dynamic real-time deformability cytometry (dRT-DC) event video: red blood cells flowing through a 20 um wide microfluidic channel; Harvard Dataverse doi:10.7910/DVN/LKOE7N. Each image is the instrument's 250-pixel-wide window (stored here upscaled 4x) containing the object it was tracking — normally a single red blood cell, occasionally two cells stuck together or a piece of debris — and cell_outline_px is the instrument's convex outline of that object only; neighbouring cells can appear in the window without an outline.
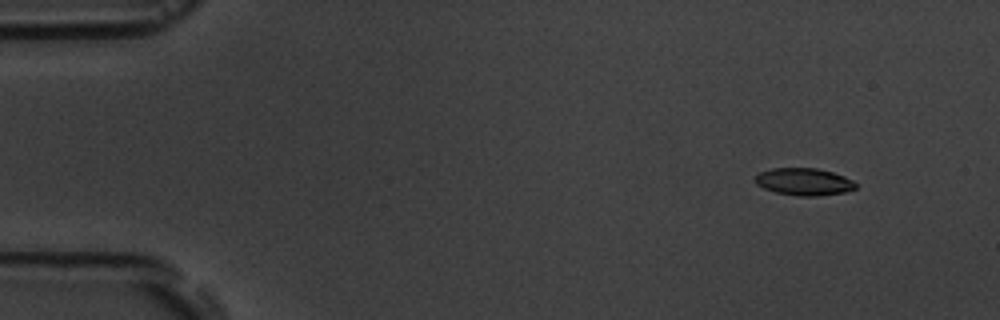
{"species": "common noctule bat (a hibernating species)", "species_latin": "Nyctalus noctula", "temperature_condition": "room temperature", "stored_images_in_passage": 5, "camera_frame_rate_fps": 3000, "um_per_image_px": 0.085, "animal": {"sex": "male", "body_mass_g": 19.5, "forearm_length_mm": 54.6}, "frame": {"image": 1, "passage_image": 1, "time_ms": 0.0, "image_size_px": [1000, 320], "cell_outline_px": [[856, 188], [844, 192], [816, 196], [796, 196], [776, 192], [764, 188], [756, 184], [756, 176], [760, 172], [772, 168], [816, 168], [832, 172], [844, 176], [852, 180], [856, 184]], "centroid_in_image_um": [68.34, 15.45], "position_along_channel_um": 16.7, "area_um2": 15.84}}
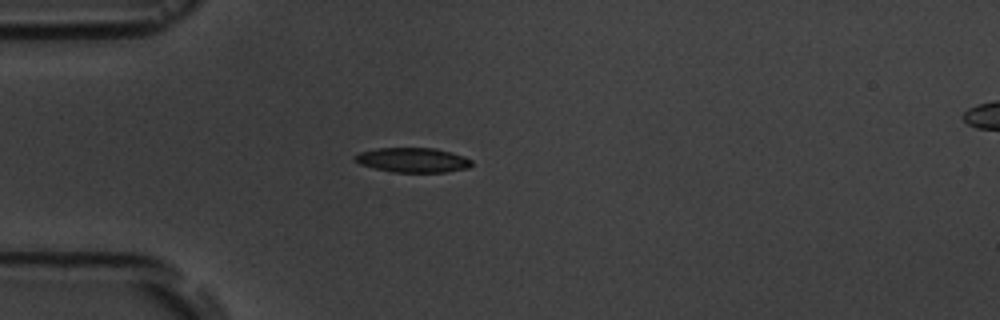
{"frame": {"image": 2, "passage_image": 4, "time_ms": 3.333, "image_size_px": [1000, 320], "cell_outline_px": [[472, 164], [468, 168], [444, 172], [392, 172], [360, 164], [352, 156], [360, 152], [376, 148], [436, 148], [464, 156], [472, 160]], "centroid_in_image_um": [35.09, 13.6], "position_along_channel_um": 49.9, "area_um2": 16.7}}